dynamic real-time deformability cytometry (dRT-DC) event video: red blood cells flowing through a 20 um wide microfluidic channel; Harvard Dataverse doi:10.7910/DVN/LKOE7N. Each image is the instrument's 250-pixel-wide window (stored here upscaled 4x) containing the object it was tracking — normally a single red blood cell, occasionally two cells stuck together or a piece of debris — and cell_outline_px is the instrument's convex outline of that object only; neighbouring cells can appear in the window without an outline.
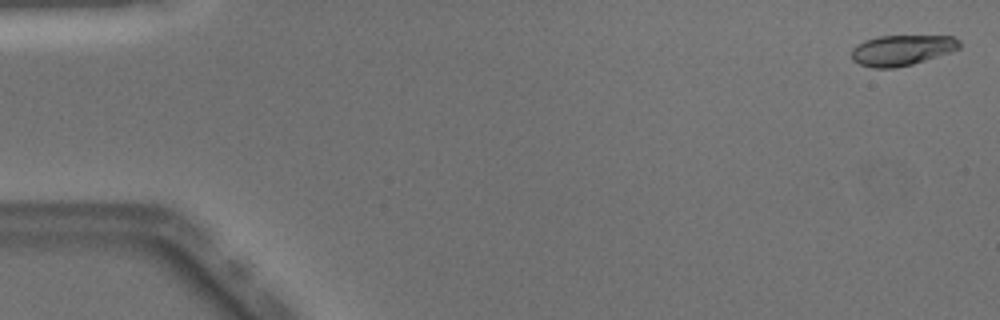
{"species": "Egyptian fruit bat (a non-hibernating species)", "species_latin": "Rousettus aegyptiacus", "temperature_condition": "warm", "stored_images_in_passage": 47, "camera_frame_rate_fps": 3000, "um_per_image_px": 0.085, "animal": {"sex": "male"}, "frame": {"image": 1, "passage_image": 1, "time_ms": 0.0, "image_size_px": [1000, 320], "cell_outline_px": [[960, 48], [952, 52], [912, 64], [892, 68], [872, 68], [860, 64], [852, 60], [852, 48], [856, 44], [864, 40], [880, 36], [952, 36], [960, 40]], "centroid_in_image_um": [76.66, 4.26], "position_along_channel_um": 8.3, "area_um2": 19.25}}
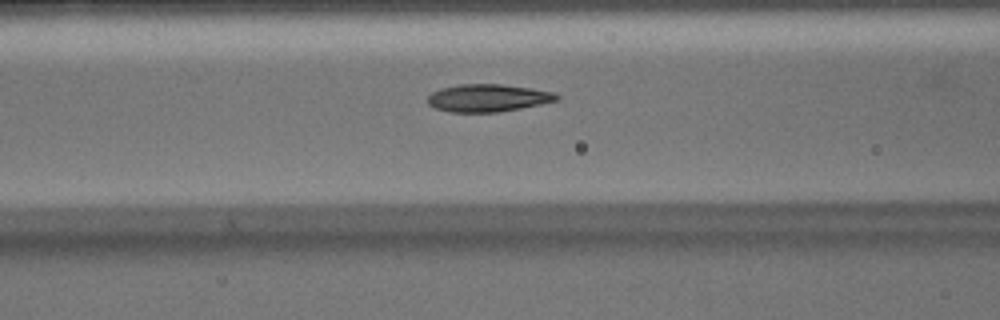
{"frame": {"image": 2, "passage_image": 20, "time_ms": 6.333, "image_size_px": [1000, 320], "cell_outline_px": [[560, 96], [556, 100], [540, 104], [520, 108], [496, 112], [448, 112], [436, 108], [428, 104], [428, 96], [432, 92], [440, 88], [460, 84], [504, 84], [532, 88], [552, 92]], "centroid_in_image_um": [41.44, 8.32], "position_along_channel_um": 125.2, "area_um2": 20.63}}
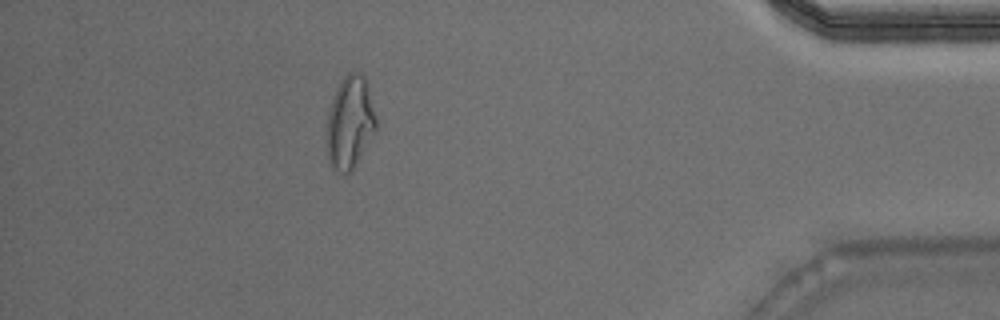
{"frame": {"image": 3, "passage_image": 44, "time_ms": 14.333, "image_size_px": [1000, 320], "cell_outline_px": [[376, 128], [352, 172], [340, 172], [332, 168], [328, 160], [324, 132], [328, 112], [336, 88], [340, 80], [348, 72], [360, 72], [364, 76], [368, 84], [376, 116]], "centroid_in_image_um": [29.7, 10.4], "position_along_channel_um": 405.5, "area_um2": 27.11}}